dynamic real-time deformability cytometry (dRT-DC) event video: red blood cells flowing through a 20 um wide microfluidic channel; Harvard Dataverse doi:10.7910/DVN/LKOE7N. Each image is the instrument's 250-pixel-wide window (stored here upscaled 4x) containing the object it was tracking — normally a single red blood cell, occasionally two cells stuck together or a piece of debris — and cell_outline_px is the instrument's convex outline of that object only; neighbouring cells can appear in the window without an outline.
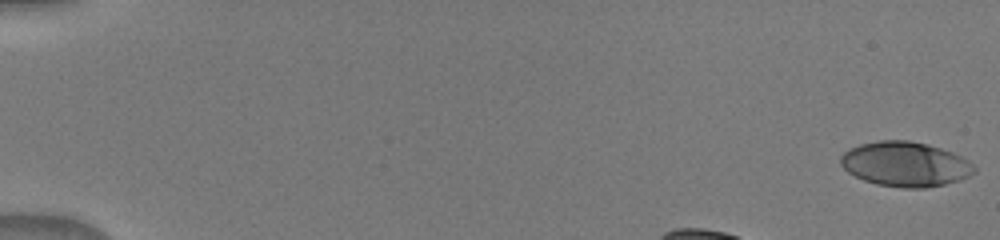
{"species": "human", "species_latin": "Homo sapiens", "temperature_condition": "warm", "stored_images_in_passage": 14, "camera_frame_rate_fps": 3000, "um_per_image_px": 0.085, "donor": {"sex": "male"}, "frame": {"image": 1, "passage_image": 1, "time_ms": 0.0, "image_size_px": [1000, 240], "cell_outline_px": [[976, 172], [960, 180], [944, 184], [924, 188], [904, 188], [876, 184], [864, 180], [848, 172], [840, 164], [840, 156], [848, 148], [860, 144], [880, 140], [908, 140], [928, 144], [952, 152], [968, 160], [976, 168]], "centroid_in_image_um": [76.94, 13.95], "position_along_channel_um": 8.1, "area_um2": 34.91}}
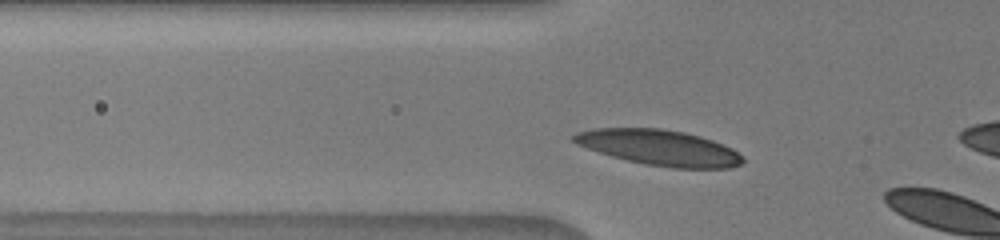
{"frame": {"image": 2, "passage_image": 13, "time_ms": 4.0, "image_size_px": [1000, 240], "cell_outline_px": [[744, 160], [740, 164], [728, 168], [672, 168], [644, 164], [612, 156], [576, 144], [572, 140], [572, 136], [576, 132], [592, 128], [660, 128], [684, 132], [700, 136], [712, 140], [732, 148]], "centroid_in_image_um": [56.02, 12.54], "position_along_channel_um": 69.8, "area_um2": 34.8}}